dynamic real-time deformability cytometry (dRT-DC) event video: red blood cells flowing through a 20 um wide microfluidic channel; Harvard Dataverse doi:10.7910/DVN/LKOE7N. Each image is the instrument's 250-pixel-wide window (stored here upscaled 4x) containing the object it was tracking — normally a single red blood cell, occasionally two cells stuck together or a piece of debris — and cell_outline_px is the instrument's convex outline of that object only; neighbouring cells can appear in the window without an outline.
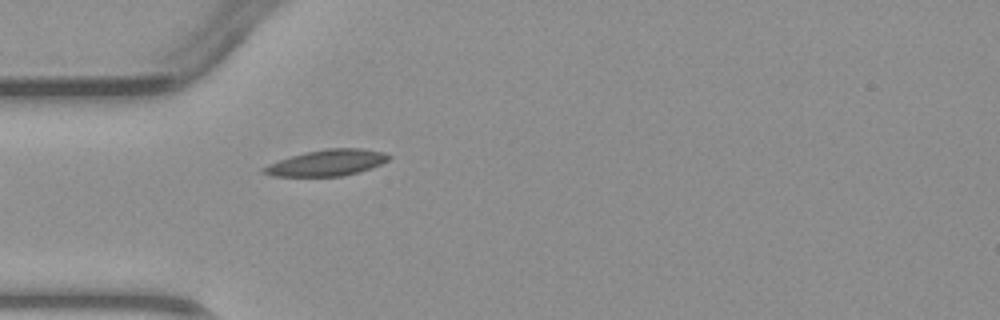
{"species": "common noctule bat (a hibernating species)", "species_latin": "Nyctalus noctula", "temperature_condition": "warm", "stored_images_in_passage": 1, "camera_frame_rate_fps": 3000, "um_per_image_px": 0.085, "animal": {"sex": "male", "body_mass_g": 23.1, "forearm_length_mm": 52.7}, "frame": {"image": 1, "passage_image": 1, "time_ms": 0.0, "image_size_px": [1000, 320], "cell_outline_px": [[392, 156], [388, 160], [372, 168], [340, 176], [272, 176], [260, 172], [260, 168], [268, 164], [304, 152], [328, 148], [360, 148], [384, 152]], "centroid_in_image_um": [27.77, 13.83], "position_along_channel_um": 57.2, "area_um2": 19.02}}